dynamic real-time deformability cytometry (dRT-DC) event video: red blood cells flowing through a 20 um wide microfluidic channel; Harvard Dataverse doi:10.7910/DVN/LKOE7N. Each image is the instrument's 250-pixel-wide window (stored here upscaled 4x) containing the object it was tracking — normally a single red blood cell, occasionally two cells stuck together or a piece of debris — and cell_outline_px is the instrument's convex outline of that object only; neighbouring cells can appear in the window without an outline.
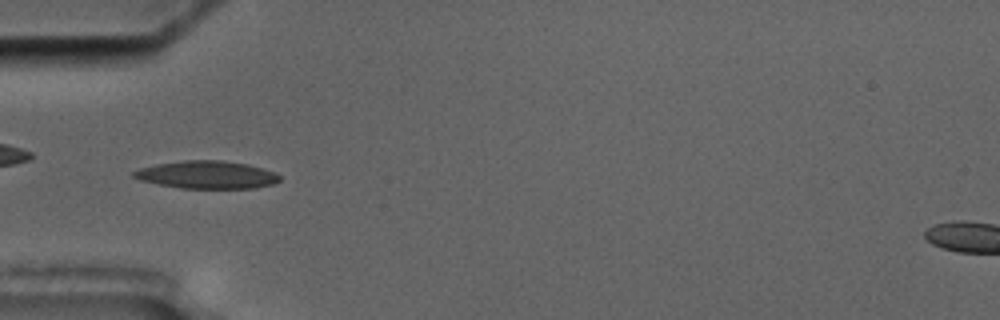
{"species": "common noctule bat (a hibernating species)", "species_latin": "Nyctalus noctula", "temperature_condition": "cold", "stored_images_in_passage": 7, "camera_frame_rate_fps": 3000, "um_per_image_px": 0.085, "animal": {"sex": "male", "body_mass_g": 17.5, "forearm_length_mm": 52.3}, "frame": {"image": 1, "passage_image": 5, "time_ms": 4.667, "image_size_px": [1000, 320], "cell_outline_px": [[280, 180], [272, 184], [256, 188], [180, 188], [140, 180], [132, 176], [132, 172], [140, 168], [156, 164], [184, 160], [220, 160], [248, 164], [272, 172], [280, 176]], "centroid_in_image_um": [17.56, 14.85], "position_along_channel_um": 67.4, "area_um2": 23.35}}